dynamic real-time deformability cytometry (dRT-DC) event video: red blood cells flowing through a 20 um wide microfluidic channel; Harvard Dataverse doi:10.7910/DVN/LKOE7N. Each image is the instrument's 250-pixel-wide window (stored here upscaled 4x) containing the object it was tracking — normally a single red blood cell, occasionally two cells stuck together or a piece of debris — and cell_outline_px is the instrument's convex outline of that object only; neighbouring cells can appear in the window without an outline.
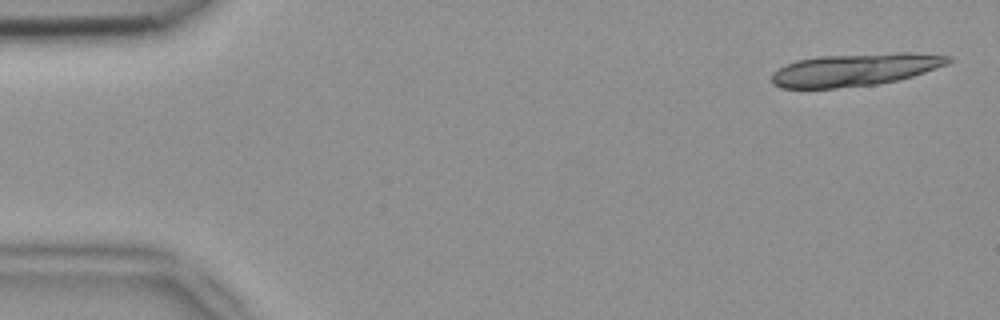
{"species": "common noctule bat (a hibernating species)", "species_latin": "Nyctalus noctula", "temperature_condition": "room temperature", "stored_images_in_passage": 17, "camera_frame_rate_fps": 3000, "um_per_image_px": 0.085, "animal": {"sex": "female", "body_mass_g": 18.4}, "frame": {"image": 1, "passage_image": 2, "time_ms": 0.333, "image_size_px": [1000, 320], "cell_outline_px": [[952, 60], [948, 64], [912, 76], [896, 80], [876, 84], [836, 88], [780, 88], [772, 84], [772, 72], [796, 60], [820, 56], [896, 52], [916, 52], [952, 56]], "centroid_in_image_um": [72.7, 5.91], "position_along_channel_um": 12.3, "area_um2": 33.58}}